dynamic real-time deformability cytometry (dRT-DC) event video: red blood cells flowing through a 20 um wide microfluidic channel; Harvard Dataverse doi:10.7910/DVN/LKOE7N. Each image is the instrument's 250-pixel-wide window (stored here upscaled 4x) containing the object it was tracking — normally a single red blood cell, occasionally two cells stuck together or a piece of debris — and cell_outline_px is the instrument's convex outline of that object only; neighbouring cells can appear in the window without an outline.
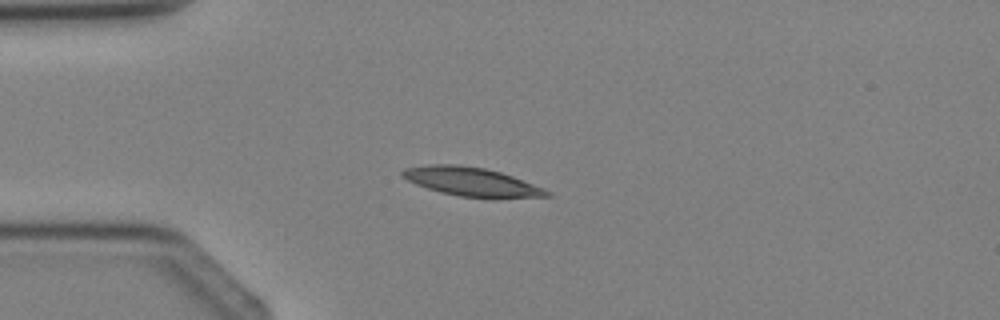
{"species": "Egyptian fruit bat (a non-hibernating species)", "species_latin": "Rousettus aegyptiacus", "temperature_condition": "cold", "stored_images_in_passage": 2, "camera_frame_rate_fps": 3000, "um_per_image_px": 0.085, "animal": {"sex": "female"}, "frame": {"image": 1, "passage_image": 1, "time_ms": 0.0, "image_size_px": [1000, 320], "cell_outline_px": [[552, 196], [460, 196], [440, 192], [416, 184], [400, 176], [400, 172], [404, 168], [428, 164], [460, 164], [484, 168], [500, 172], [512, 176], [544, 188], [552, 192]], "centroid_in_image_um": [39.99, 15.4], "position_along_channel_um": 45.0, "area_um2": 23.52}}
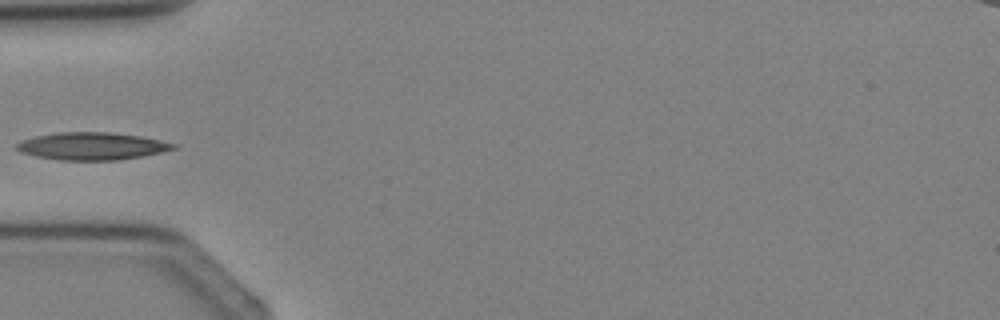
{"frame": {"image": 2, "passage_image": 2, "time_ms": 1.0, "image_size_px": [1000, 320], "cell_outline_px": [[180, 148], [164, 152], [120, 160], [60, 160], [36, 156], [20, 152], [16, 148], [16, 144], [24, 140], [36, 136], [60, 132], [112, 132], [140, 136], [160, 140], [176, 144]], "centroid_in_image_um": [7.88, 12.42], "position_along_channel_um": 77.1, "area_um2": 25.14}}